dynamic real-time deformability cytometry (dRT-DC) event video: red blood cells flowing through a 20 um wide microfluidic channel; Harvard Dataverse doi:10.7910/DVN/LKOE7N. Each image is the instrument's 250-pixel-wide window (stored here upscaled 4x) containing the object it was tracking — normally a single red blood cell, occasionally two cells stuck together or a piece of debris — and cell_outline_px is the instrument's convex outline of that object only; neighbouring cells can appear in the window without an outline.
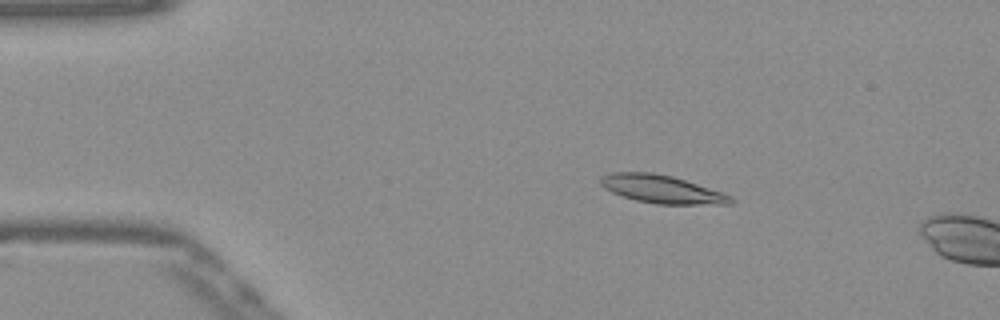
{"species": "Egyptian fruit bat (a non-hibernating species)", "species_latin": "Rousettus aegyptiacus", "temperature_condition": "warm", "stored_images_in_passage": 10, "camera_frame_rate_fps": 3000, "um_per_image_px": 0.085, "frame": {"image": 1, "passage_image": 7, "time_ms": 2.0, "image_size_px": [1000, 320], "cell_outline_px": [[736, 200], [732, 204], [656, 204], [636, 200], [612, 192], [604, 188], [600, 184], [600, 176], [612, 172], [652, 172], [672, 176], [732, 196]], "centroid_in_image_um": [56.23, 16.08], "position_along_channel_um": 28.8, "area_um2": 21.1}}